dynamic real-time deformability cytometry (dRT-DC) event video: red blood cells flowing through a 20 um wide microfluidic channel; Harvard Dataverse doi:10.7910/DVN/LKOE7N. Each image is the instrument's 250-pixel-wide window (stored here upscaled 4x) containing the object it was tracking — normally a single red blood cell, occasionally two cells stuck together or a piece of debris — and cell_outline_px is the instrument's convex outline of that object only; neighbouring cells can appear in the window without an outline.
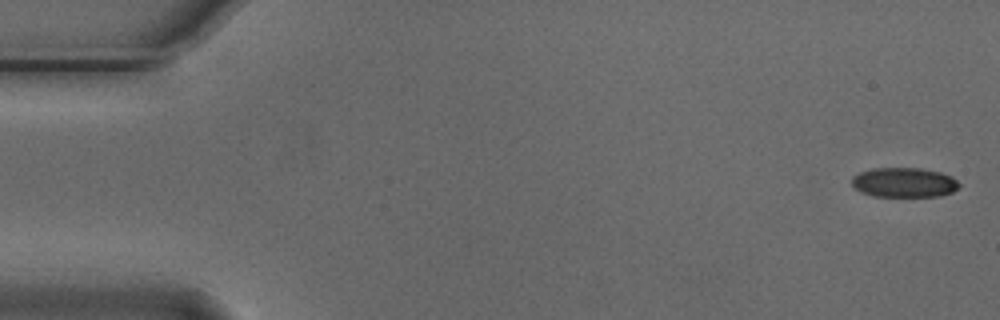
{"species": "Egyptian fruit bat (a non-hibernating species)", "species_latin": "Rousettus aegyptiacus", "temperature_condition": "cold", "stored_images_in_passage": 4, "camera_frame_rate_fps": 3000, "um_per_image_px": 0.085, "animal": {"sex": "male"}, "frame": {"image": 1, "passage_image": 1, "time_ms": 0.0, "image_size_px": [1000, 320], "cell_outline_px": [[960, 184], [952, 192], [940, 196], [872, 196], [860, 192], [852, 184], [852, 176], [860, 172], [872, 168], [920, 168], [940, 172], [952, 176]], "centroid_in_image_um": [76.83, 15.5], "position_along_channel_um": 8.2, "area_um2": 18.55}}
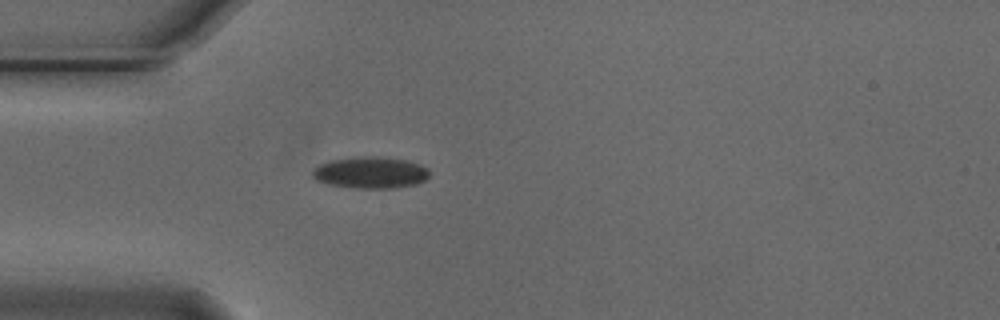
{"frame": {"image": 2, "passage_image": 4, "time_ms": 1.0, "image_size_px": [1000, 320], "cell_outline_px": [[432, 172], [424, 180], [416, 184], [392, 188], [352, 188], [328, 184], [316, 180], [312, 176], [312, 172], [320, 164], [332, 160], [404, 160], [420, 164], [428, 168]], "centroid_in_image_um": [31.52, 14.75], "position_along_channel_um": 53.5, "area_um2": 20.23}}